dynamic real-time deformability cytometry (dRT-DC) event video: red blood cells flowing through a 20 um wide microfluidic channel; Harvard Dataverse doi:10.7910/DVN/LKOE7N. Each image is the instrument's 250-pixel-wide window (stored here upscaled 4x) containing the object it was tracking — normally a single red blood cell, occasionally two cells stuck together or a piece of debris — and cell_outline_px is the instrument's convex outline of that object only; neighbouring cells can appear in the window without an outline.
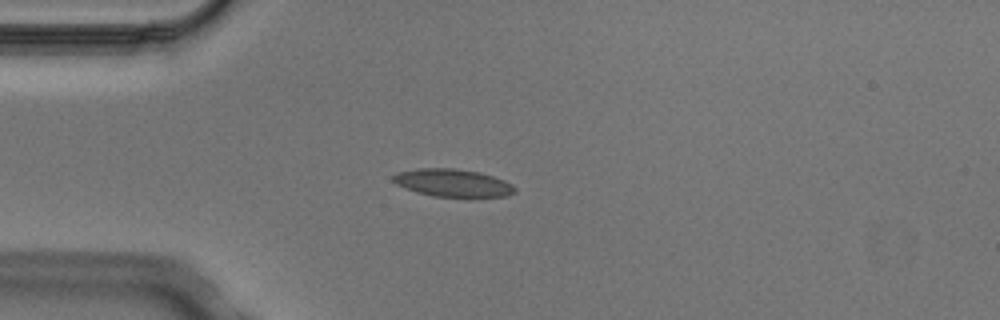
{"species": "Egyptian fruit bat (a non-hibernating species)", "species_latin": "Rousettus aegyptiacus", "temperature_condition": "cold", "stored_images_in_passage": 3, "camera_frame_rate_fps": 3000, "um_per_image_px": 0.085, "animal": {"sex": "male"}, "frame": {"image": 1, "passage_image": 2, "time_ms": 0.333, "image_size_px": [1000, 320], "cell_outline_px": [[516, 192], [508, 196], [432, 196], [416, 192], [396, 184], [392, 180], [392, 176], [396, 172], [416, 168], [452, 168], [480, 172], [504, 180], [512, 184], [516, 188]], "centroid_in_image_um": [38.46, 15.53], "position_along_channel_um": 46.5, "area_um2": 19.59}}